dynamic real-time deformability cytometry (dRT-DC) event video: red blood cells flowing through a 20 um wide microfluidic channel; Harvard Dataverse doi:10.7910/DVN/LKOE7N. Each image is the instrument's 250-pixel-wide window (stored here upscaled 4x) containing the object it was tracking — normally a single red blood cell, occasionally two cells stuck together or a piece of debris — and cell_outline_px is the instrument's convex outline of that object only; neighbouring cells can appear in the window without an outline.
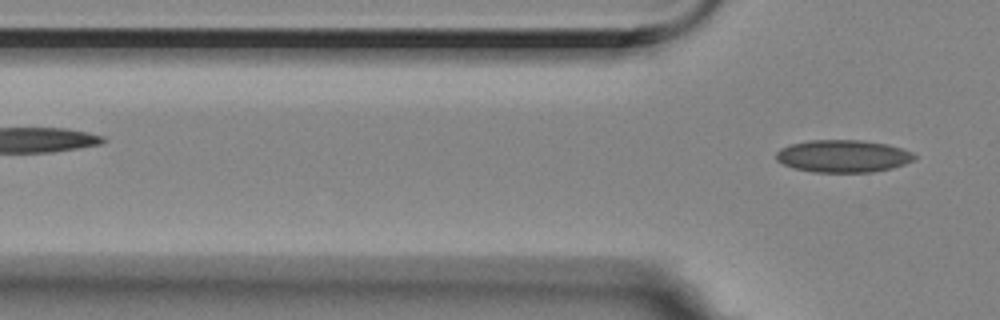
{"species": "Egyptian fruit bat (a non-hibernating species)", "species_latin": "Rousettus aegyptiacus", "temperature_condition": "room temperature", "stored_images_in_passage": 3, "segment_of_instrument_passage": [2, 2], "camera_frame_rate_fps": 3000, "um_per_image_px": 0.085, "animal": {"sex": "female"}, "frame": {"image": 1, "passage_image": 3, "time_ms": 0.667, "image_size_px": [1000, 320], "cell_outline_px": [[916, 156], [912, 160], [904, 164], [892, 168], [872, 172], [812, 172], [796, 168], [784, 164], [776, 160], [776, 152], [780, 148], [792, 144], [808, 140], [860, 140], [888, 144], [912, 152]], "centroid_in_image_um": [71.65, 13.27], "position_along_channel_um": 54.2, "area_um2": 26.01}}